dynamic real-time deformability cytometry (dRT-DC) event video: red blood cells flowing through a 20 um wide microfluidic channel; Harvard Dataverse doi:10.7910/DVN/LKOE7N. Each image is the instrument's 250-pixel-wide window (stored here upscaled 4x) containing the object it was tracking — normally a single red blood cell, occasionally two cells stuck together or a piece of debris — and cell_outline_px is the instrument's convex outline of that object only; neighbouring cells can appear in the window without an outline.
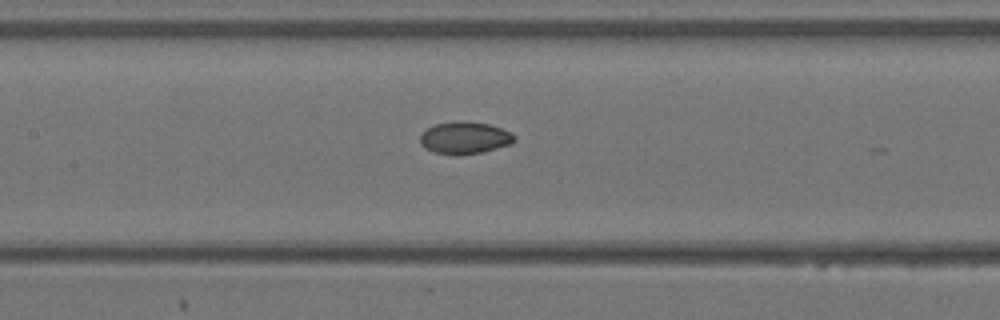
{"species": "Egyptian fruit bat (a non-hibernating species)", "species_latin": "Rousettus aegyptiacus", "temperature_condition": "warm", "stored_images_in_passage": 7, "segment_of_instrument_passage": [1, 2], "camera_frame_rate_fps": 3000, "um_per_image_px": 0.085, "animal": {"sex": "female"}, "frame": {"image": 1, "passage_image": 6, "time_ms": 1.667, "image_size_px": [1000, 320], "cell_outline_px": [[516, 140], [512, 144], [480, 152], [460, 156], [456, 156], [432, 152], [424, 148], [420, 144], [420, 136], [428, 128], [436, 124], [456, 120], [464, 120], [488, 124], [512, 132], [516, 136]], "centroid_in_image_um": [39.5, 11.72], "position_along_channel_um": 167.9, "area_um2": 17.98}}